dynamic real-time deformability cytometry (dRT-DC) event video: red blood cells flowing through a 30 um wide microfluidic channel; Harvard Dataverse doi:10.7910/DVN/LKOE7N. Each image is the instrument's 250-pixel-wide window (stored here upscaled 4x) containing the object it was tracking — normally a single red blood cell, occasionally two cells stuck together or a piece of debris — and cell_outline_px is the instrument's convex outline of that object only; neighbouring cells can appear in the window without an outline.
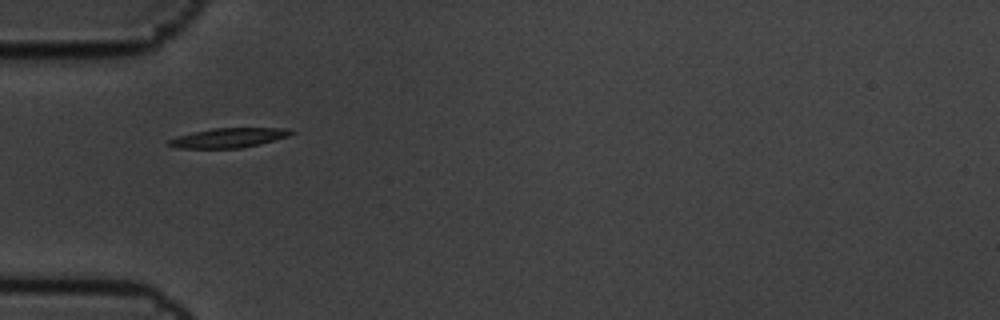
{"species": "common noctule bat (a hibernating species)", "species_latin": "Nyctalus noctula", "temperature_condition": "cold", "stored_images_in_passage": 5, "camera_frame_rate_fps": 3000, "um_per_image_px": 0.085, "animal": {"sex": "male", "body_mass_g": 19.5, "forearm_length_mm": 54.6}, "frame": {"image": 1, "passage_image": 1, "time_ms": 0.0, "image_size_px": [1000, 320], "cell_outline_px": [[296, 132], [288, 136], [260, 144], [240, 148], [176, 148], [168, 144], [168, 140], [176, 136], [212, 128], [288, 128]], "centroid_in_image_um": [19.44, 11.71], "position_along_channel_um": 65.6, "area_um2": 13.93}}
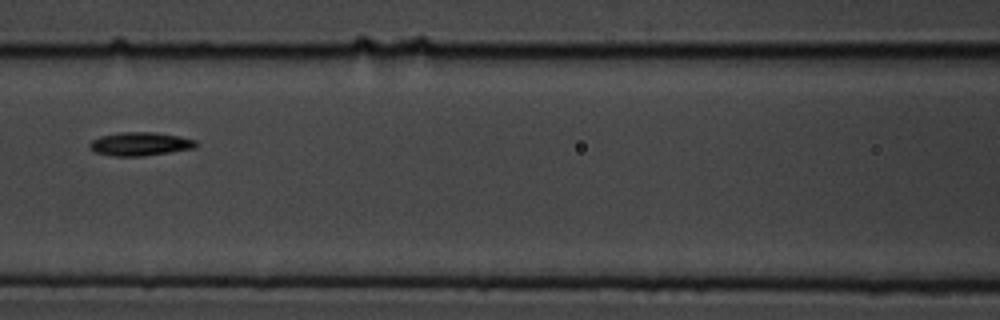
{"frame": {"image": 2, "passage_image": 3, "time_ms": 0.667, "image_size_px": [1000, 320], "cell_outline_px": [[200, 144], [196, 148], [140, 156], [112, 156], [96, 152], [88, 148], [88, 144], [92, 140], [100, 136], [120, 132], [156, 132], [180, 136], [196, 140]], "centroid_in_image_um": [11.92, 12.22], "position_along_channel_um": 154.7, "area_um2": 14.68}}
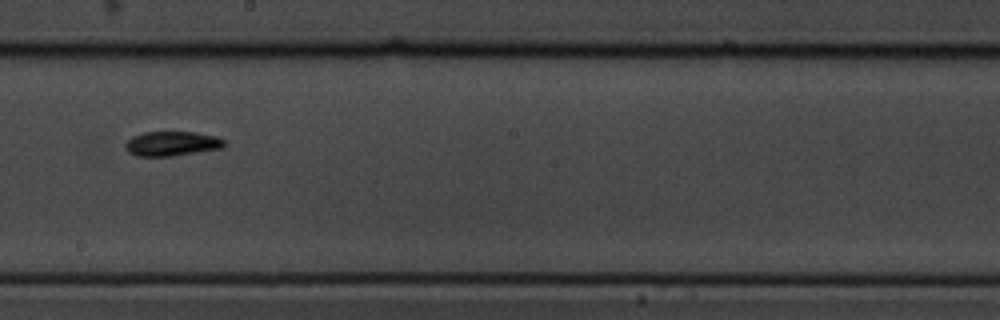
{"frame": {"image": 3, "passage_image": 5, "time_ms": 1.333, "image_size_px": [1000, 320], "cell_outline_px": [[228, 144], [224, 148], [172, 156], [136, 156], [128, 152], [124, 148], [124, 144], [132, 136], [144, 132], [196, 132], [216, 136], [224, 140]], "centroid_in_image_um": [14.63, 12.21], "position_along_channel_um": 233.6, "area_um2": 14.39}}